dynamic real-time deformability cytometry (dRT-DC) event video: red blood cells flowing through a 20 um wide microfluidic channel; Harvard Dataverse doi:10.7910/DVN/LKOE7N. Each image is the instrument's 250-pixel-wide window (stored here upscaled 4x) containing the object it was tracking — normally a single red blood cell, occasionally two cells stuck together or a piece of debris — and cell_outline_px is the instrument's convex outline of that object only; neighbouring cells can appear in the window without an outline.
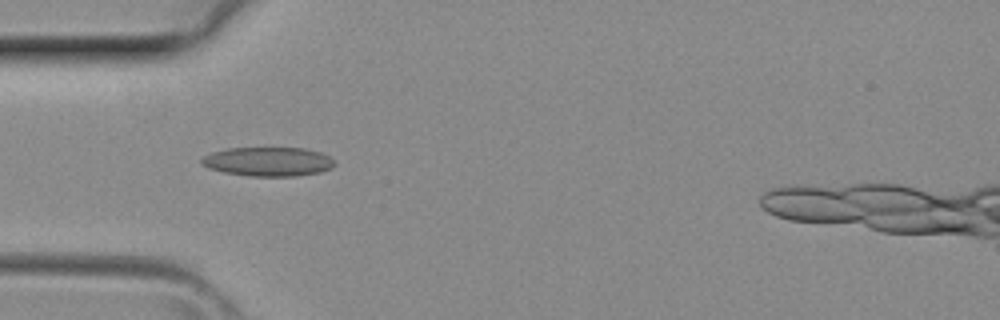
{"species": "common noctule bat (a hibernating species)", "species_latin": "Nyctalus noctula", "temperature_condition": "room temperature", "stored_images_in_passage": 2, "camera_frame_rate_fps": 3000, "um_per_image_px": 0.085, "animal": {"sex": "female", "body_mass_g": 29.2, "forearm_length_mm": 56.3}, "frame": {"image": 1, "passage_image": 2, "time_ms": 0.333, "image_size_px": [1000, 320], "cell_outline_px": [[336, 164], [332, 168], [320, 172], [296, 176], [248, 176], [224, 172], [208, 168], [200, 164], [200, 160], [204, 156], [212, 152], [228, 148], [304, 148], [320, 152], [336, 160]], "centroid_in_image_um": [22.8, 13.74], "position_along_channel_um": 62.2, "area_um2": 22.72}}